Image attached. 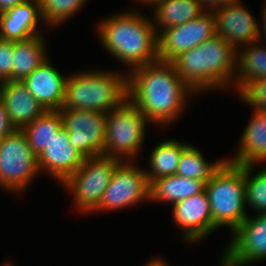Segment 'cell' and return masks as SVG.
Instances as JSON below:
<instances>
[{"instance_id": "4fadbf2b", "label": "cell", "mask_w": 266, "mask_h": 266, "mask_svg": "<svg viewBox=\"0 0 266 266\" xmlns=\"http://www.w3.org/2000/svg\"><path fill=\"white\" fill-rule=\"evenodd\" d=\"M172 220L186 245L197 244L212 234V214L206 191L172 206Z\"/></svg>"}, {"instance_id": "f546056e", "label": "cell", "mask_w": 266, "mask_h": 266, "mask_svg": "<svg viewBox=\"0 0 266 266\" xmlns=\"http://www.w3.org/2000/svg\"><path fill=\"white\" fill-rule=\"evenodd\" d=\"M13 41L0 38V82L13 81Z\"/></svg>"}, {"instance_id": "277c9868", "label": "cell", "mask_w": 266, "mask_h": 266, "mask_svg": "<svg viewBox=\"0 0 266 266\" xmlns=\"http://www.w3.org/2000/svg\"><path fill=\"white\" fill-rule=\"evenodd\" d=\"M119 70H76L68 74L61 109L107 113L128 98V73Z\"/></svg>"}, {"instance_id": "44dd1931", "label": "cell", "mask_w": 266, "mask_h": 266, "mask_svg": "<svg viewBox=\"0 0 266 266\" xmlns=\"http://www.w3.org/2000/svg\"><path fill=\"white\" fill-rule=\"evenodd\" d=\"M206 182L177 174L161 177L150 184V202L167 203L171 206L185 198L205 191Z\"/></svg>"}, {"instance_id": "ba28073f", "label": "cell", "mask_w": 266, "mask_h": 266, "mask_svg": "<svg viewBox=\"0 0 266 266\" xmlns=\"http://www.w3.org/2000/svg\"><path fill=\"white\" fill-rule=\"evenodd\" d=\"M39 175L38 157L22 130L5 136L0 141V189L21 196Z\"/></svg>"}, {"instance_id": "603a6c76", "label": "cell", "mask_w": 266, "mask_h": 266, "mask_svg": "<svg viewBox=\"0 0 266 266\" xmlns=\"http://www.w3.org/2000/svg\"><path fill=\"white\" fill-rule=\"evenodd\" d=\"M43 34L13 41V81H23L49 56Z\"/></svg>"}, {"instance_id": "6da1fadb", "label": "cell", "mask_w": 266, "mask_h": 266, "mask_svg": "<svg viewBox=\"0 0 266 266\" xmlns=\"http://www.w3.org/2000/svg\"><path fill=\"white\" fill-rule=\"evenodd\" d=\"M196 95L169 61L157 60L128 73V98L152 126L161 129L182 118Z\"/></svg>"}, {"instance_id": "d6986e66", "label": "cell", "mask_w": 266, "mask_h": 266, "mask_svg": "<svg viewBox=\"0 0 266 266\" xmlns=\"http://www.w3.org/2000/svg\"><path fill=\"white\" fill-rule=\"evenodd\" d=\"M235 155L230 156L228 161L237 165L266 164V112L256 109L251 110Z\"/></svg>"}, {"instance_id": "ac0fdd59", "label": "cell", "mask_w": 266, "mask_h": 266, "mask_svg": "<svg viewBox=\"0 0 266 266\" xmlns=\"http://www.w3.org/2000/svg\"><path fill=\"white\" fill-rule=\"evenodd\" d=\"M0 101L5 105L11 123L18 130L47 111L22 81L1 82Z\"/></svg>"}, {"instance_id": "52a82bcc", "label": "cell", "mask_w": 266, "mask_h": 266, "mask_svg": "<svg viewBox=\"0 0 266 266\" xmlns=\"http://www.w3.org/2000/svg\"><path fill=\"white\" fill-rule=\"evenodd\" d=\"M120 162L106 155L85 158L82 165L60 185L67 195L70 194L72 207L78 214L86 217L98 209L113 171Z\"/></svg>"}, {"instance_id": "1f68e13d", "label": "cell", "mask_w": 266, "mask_h": 266, "mask_svg": "<svg viewBox=\"0 0 266 266\" xmlns=\"http://www.w3.org/2000/svg\"><path fill=\"white\" fill-rule=\"evenodd\" d=\"M204 12H214L227 5L235 3L237 0H197Z\"/></svg>"}, {"instance_id": "d590c367", "label": "cell", "mask_w": 266, "mask_h": 266, "mask_svg": "<svg viewBox=\"0 0 266 266\" xmlns=\"http://www.w3.org/2000/svg\"><path fill=\"white\" fill-rule=\"evenodd\" d=\"M136 3V6H138L137 4H142L141 6H147V7H151L153 4H155L158 0H134Z\"/></svg>"}, {"instance_id": "7c38bea8", "label": "cell", "mask_w": 266, "mask_h": 266, "mask_svg": "<svg viewBox=\"0 0 266 266\" xmlns=\"http://www.w3.org/2000/svg\"><path fill=\"white\" fill-rule=\"evenodd\" d=\"M216 35L213 12H204L187 23L158 33V60L172 62L177 56Z\"/></svg>"}, {"instance_id": "7a4b0ae2", "label": "cell", "mask_w": 266, "mask_h": 266, "mask_svg": "<svg viewBox=\"0 0 266 266\" xmlns=\"http://www.w3.org/2000/svg\"><path fill=\"white\" fill-rule=\"evenodd\" d=\"M136 9L111 14L94 24L103 49L127 67L126 73L158 60V34L152 18Z\"/></svg>"}, {"instance_id": "e575fe53", "label": "cell", "mask_w": 266, "mask_h": 266, "mask_svg": "<svg viewBox=\"0 0 266 266\" xmlns=\"http://www.w3.org/2000/svg\"><path fill=\"white\" fill-rule=\"evenodd\" d=\"M143 266H170V263H167V261L165 259H162L161 256H156L148 259V261Z\"/></svg>"}, {"instance_id": "9a60e30c", "label": "cell", "mask_w": 266, "mask_h": 266, "mask_svg": "<svg viewBox=\"0 0 266 266\" xmlns=\"http://www.w3.org/2000/svg\"><path fill=\"white\" fill-rule=\"evenodd\" d=\"M40 174L45 173L59 186L84 162V157L70 144L67 130L62 127L37 156ZM58 181V182H57Z\"/></svg>"}, {"instance_id": "3957f363", "label": "cell", "mask_w": 266, "mask_h": 266, "mask_svg": "<svg viewBox=\"0 0 266 266\" xmlns=\"http://www.w3.org/2000/svg\"><path fill=\"white\" fill-rule=\"evenodd\" d=\"M237 51L219 36L205 40L173 61L177 74L195 92L230 91L234 88Z\"/></svg>"}, {"instance_id": "8fae6325", "label": "cell", "mask_w": 266, "mask_h": 266, "mask_svg": "<svg viewBox=\"0 0 266 266\" xmlns=\"http://www.w3.org/2000/svg\"><path fill=\"white\" fill-rule=\"evenodd\" d=\"M63 127L70 144L84 158L102 155L105 146L106 113L91 110L61 109Z\"/></svg>"}, {"instance_id": "9c48e42d", "label": "cell", "mask_w": 266, "mask_h": 266, "mask_svg": "<svg viewBox=\"0 0 266 266\" xmlns=\"http://www.w3.org/2000/svg\"><path fill=\"white\" fill-rule=\"evenodd\" d=\"M150 202V183L137 161H121L113 171L101 203L94 214L119 210Z\"/></svg>"}, {"instance_id": "4dcf8cb0", "label": "cell", "mask_w": 266, "mask_h": 266, "mask_svg": "<svg viewBox=\"0 0 266 266\" xmlns=\"http://www.w3.org/2000/svg\"><path fill=\"white\" fill-rule=\"evenodd\" d=\"M16 130L17 129L11 123V120L5 108V105L0 101V141L5 136L12 134Z\"/></svg>"}, {"instance_id": "8992f818", "label": "cell", "mask_w": 266, "mask_h": 266, "mask_svg": "<svg viewBox=\"0 0 266 266\" xmlns=\"http://www.w3.org/2000/svg\"><path fill=\"white\" fill-rule=\"evenodd\" d=\"M151 123L127 98L120 106L106 113L105 146L102 155L121 161H137L144 149L146 128Z\"/></svg>"}, {"instance_id": "d4e9b609", "label": "cell", "mask_w": 266, "mask_h": 266, "mask_svg": "<svg viewBox=\"0 0 266 266\" xmlns=\"http://www.w3.org/2000/svg\"><path fill=\"white\" fill-rule=\"evenodd\" d=\"M62 127L63 118L60 111L47 110L42 116L37 117L21 130L25 134L32 151L38 156Z\"/></svg>"}, {"instance_id": "f1b7e54d", "label": "cell", "mask_w": 266, "mask_h": 266, "mask_svg": "<svg viewBox=\"0 0 266 266\" xmlns=\"http://www.w3.org/2000/svg\"><path fill=\"white\" fill-rule=\"evenodd\" d=\"M238 99L244 105L266 112V78L255 79L239 94Z\"/></svg>"}, {"instance_id": "d6a6232c", "label": "cell", "mask_w": 266, "mask_h": 266, "mask_svg": "<svg viewBox=\"0 0 266 266\" xmlns=\"http://www.w3.org/2000/svg\"><path fill=\"white\" fill-rule=\"evenodd\" d=\"M261 7V19L259 21V34L258 41L266 44V0L262 1Z\"/></svg>"}, {"instance_id": "7402d4cb", "label": "cell", "mask_w": 266, "mask_h": 266, "mask_svg": "<svg viewBox=\"0 0 266 266\" xmlns=\"http://www.w3.org/2000/svg\"><path fill=\"white\" fill-rule=\"evenodd\" d=\"M150 8L157 34L169 27L187 23L204 13L197 0H158Z\"/></svg>"}, {"instance_id": "e0dca14e", "label": "cell", "mask_w": 266, "mask_h": 266, "mask_svg": "<svg viewBox=\"0 0 266 266\" xmlns=\"http://www.w3.org/2000/svg\"><path fill=\"white\" fill-rule=\"evenodd\" d=\"M42 25L45 26L40 15L39 0H26L0 13V38L12 41L26 40L43 34L39 30Z\"/></svg>"}, {"instance_id": "8d00e7d4", "label": "cell", "mask_w": 266, "mask_h": 266, "mask_svg": "<svg viewBox=\"0 0 266 266\" xmlns=\"http://www.w3.org/2000/svg\"><path fill=\"white\" fill-rule=\"evenodd\" d=\"M13 261H4V263L0 264V266H12L14 263Z\"/></svg>"}, {"instance_id": "ffe728a7", "label": "cell", "mask_w": 266, "mask_h": 266, "mask_svg": "<svg viewBox=\"0 0 266 266\" xmlns=\"http://www.w3.org/2000/svg\"><path fill=\"white\" fill-rule=\"evenodd\" d=\"M266 78V44L256 41L237 50L233 92L238 95L255 79Z\"/></svg>"}, {"instance_id": "836d02e7", "label": "cell", "mask_w": 266, "mask_h": 266, "mask_svg": "<svg viewBox=\"0 0 266 266\" xmlns=\"http://www.w3.org/2000/svg\"><path fill=\"white\" fill-rule=\"evenodd\" d=\"M26 0H0V13L24 3Z\"/></svg>"}, {"instance_id": "484cf974", "label": "cell", "mask_w": 266, "mask_h": 266, "mask_svg": "<svg viewBox=\"0 0 266 266\" xmlns=\"http://www.w3.org/2000/svg\"><path fill=\"white\" fill-rule=\"evenodd\" d=\"M226 159V157H222L209 162L196 145L190 144L180 157L176 174L190 179H199L207 183Z\"/></svg>"}, {"instance_id": "5b68a950", "label": "cell", "mask_w": 266, "mask_h": 266, "mask_svg": "<svg viewBox=\"0 0 266 266\" xmlns=\"http://www.w3.org/2000/svg\"><path fill=\"white\" fill-rule=\"evenodd\" d=\"M205 191L211 207L212 233L225 227L232 233L249 215L243 165L226 159L206 183Z\"/></svg>"}, {"instance_id": "5bb4252c", "label": "cell", "mask_w": 266, "mask_h": 266, "mask_svg": "<svg viewBox=\"0 0 266 266\" xmlns=\"http://www.w3.org/2000/svg\"><path fill=\"white\" fill-rule=\"evenodd\" d=\"M216 34L223 37L236 51L258 41L259 20L242 0L213 12Z\"/></svg>"}, {"instance_id": "83f0119b", "label": "cell", "mask_w": 266, "mask_h": 266, "mask_svg": "<svg viewBox=\"0 0 266 266\" xmlns=\"http://www.w3.org/2000/svg\"><path fill=\"white\" fill-rule=\"evenodd\" d=\"M89 0H39L40 15L45 28H59L67 23ZM47 26V27H46Z\"/></svg>"}, {"instance_id": "2e32d148", "label": "cell", "mask_w": 266, "mask_h": 266, "mask_svg": "<svg viewBox=\"0 0 266 266\" xmlns=\"http://www.w3.org/2000/svg\"><path fill=\"white\" fill-rule=\"evenodd\" d=\"M67 76L48 57L22 82L46 110H61Z\"/></svg>"}, {"instance_id": "cb8c5ba5", "label": "cell", "mask_w": 266, "mask_h": 266, "mask_svg": "<svg viewBox=\"0 0 266 266\" xmlns=\"http://www.w3.org/2000/svg\"><path fill=\"white\" fill-rule=\"evenodd\" d=\"M189 145V143L170 138L153 146L148 157V166L145 169L149 183L161 177L176 174L180 157Z\"/></svg>"}, {"instance_id": "4316f807", "label": "cell", "mask_w": 266, "mask_h": 266, "mask_svg": "<svg viewBox=\"0 0 266 266\" xmlns=\"http://www.w3.org/2000/svg\"><path fill=\"white\" fill-rule=\"evenodd\" d=\"M246 207L266 214V164H244ZM259 166L256 172L255 168ZM262 167V168H261Z\"/></svg>"}, {"instance_id": "30bf717a", "label": "cell", "mask_w": 266, "mask_h": 266, "mask_svg": "<svg viewBox=\"0 0 266 266\" xmlns=\"http://www.w3.org/2000/svg\"><path fill=\"white\" fill-rule=\"evenodd\" d=\"M231 233L219 266H252L266 261V214H252Z\"/></svg>"}]
</instances>
